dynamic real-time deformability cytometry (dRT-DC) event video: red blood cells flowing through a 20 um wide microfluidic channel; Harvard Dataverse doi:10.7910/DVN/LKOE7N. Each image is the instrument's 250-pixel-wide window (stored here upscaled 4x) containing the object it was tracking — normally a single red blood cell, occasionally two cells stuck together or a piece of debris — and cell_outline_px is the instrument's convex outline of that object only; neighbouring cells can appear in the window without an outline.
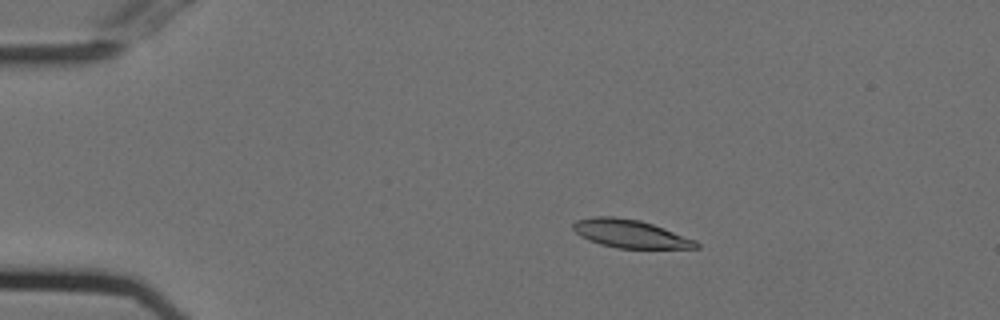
{"species": "Egyptian fruit bat (a non-hibernating species)", "species_latin": "Rousettus aegyptiacus", "temperature_condition": "cold", "stored_images_in_passage": 33, "camera_frame_rate_fps": 3000, "um_per_image_px": 0.085, "animal": {"sex": "female"}, "frame": {"image": 1, "passage_image": 1, "time_ms": 0.0, "image_size_px": [1000, 320], "cell_outline_px": [[700, 248], [616, 248], [600, 244], [588, 240], [580, 236], [572, 228], [572, 224], [576, 220], [596, 216], [612, 216], [640, 220], [664, 228], [696, 240], [700, 244]], "centroid_in_image_um": [53.56, 19.87], "position_along_channel_um": 31.4, "area_um2": 20.17}}
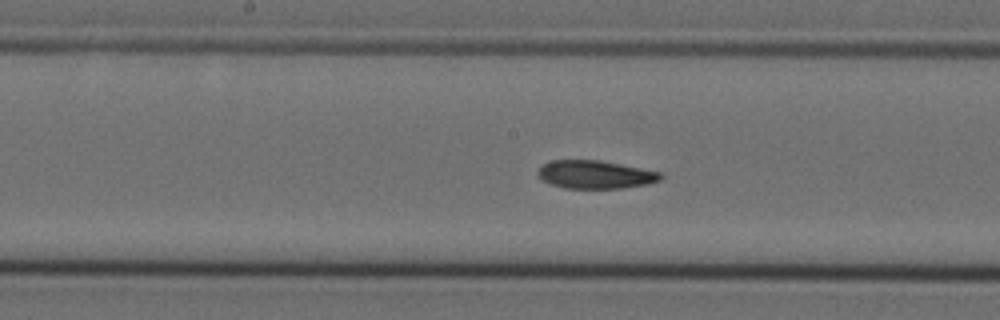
{"frame": {"image": 2, "passage_image": 19, "time_ms": 6.0, "image_size_px": [1000, 320], "cell_outline_px": [[664, 176], [660, 180], [648, 184], [620, 188], [564, 188], [552, 184], [544, 180], [536, 172], [544, 164], [552, 160], [600, 160], [660, 172]], "centroid_in_image_um": [50.62, 14.83], "position_along_channel_um": 197.6, "area_um2": 19.88}}
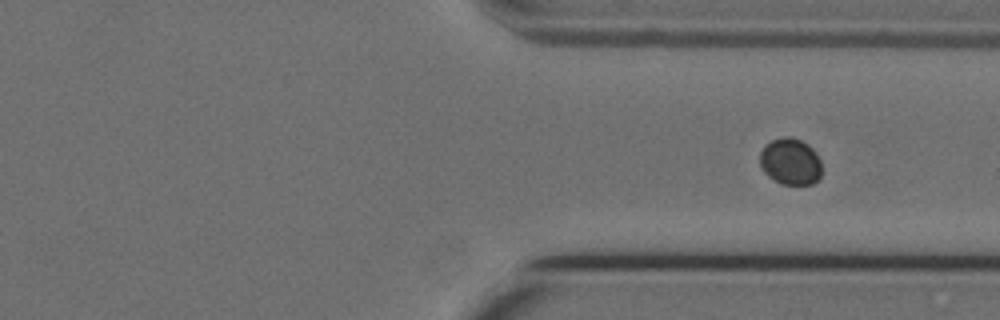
{"frame": {"image": 3, "passage_image": 33, "time_ms": 10.667, "image_size_px": [1000, 320], "cell_outline_px": [[820, 176], [812, 184], [780, 184], [772, 180], [764, 172], [760, 164], [760, 152], [764, 144], [772, 140], [784, 136], [792, 136], [808, 144], [816, 152], [820, 160]], "centroid_in_image_um": [67.16, 13.72], "position_along_channel_um": 344.2, "area_um2": 16.94}}